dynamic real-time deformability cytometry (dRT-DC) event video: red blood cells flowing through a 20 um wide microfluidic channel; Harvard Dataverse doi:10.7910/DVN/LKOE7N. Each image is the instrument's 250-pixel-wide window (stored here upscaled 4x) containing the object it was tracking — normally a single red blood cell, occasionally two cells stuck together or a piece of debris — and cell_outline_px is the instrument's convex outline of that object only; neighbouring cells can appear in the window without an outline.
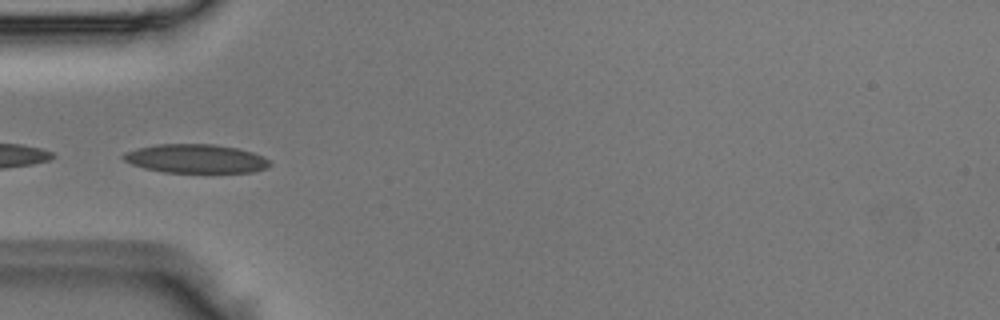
{"species": "Egyptian fruit bat (a non-hibernating species)", "species_latin": "Rousettus aegyptiacus", "temperature_condition": "room temperature", "stored_images_in_passage": 4, "camera_frame_rate_fps": 3000, "um_per_image_px": 0.085, "animal": {"sex": "male"}, "frame": {"image": 1, "passage_image": 4, "time_ms": 1.0, "image_size_px": [1000, 320], "cell_outline_px": [[272, 164], [268, 168], [252, 172], [164, 172], [144, 168], [132, 164], [124, 160], [120, 156], [124, 152], [136, 148], [156, 144], [216, 144], [240, 148], [264, 156], [272, 160]], "centroid_in_image_um": [16.68, 13.48], "position_along_channel_um": 68.3, "area_um2": 24.91}}